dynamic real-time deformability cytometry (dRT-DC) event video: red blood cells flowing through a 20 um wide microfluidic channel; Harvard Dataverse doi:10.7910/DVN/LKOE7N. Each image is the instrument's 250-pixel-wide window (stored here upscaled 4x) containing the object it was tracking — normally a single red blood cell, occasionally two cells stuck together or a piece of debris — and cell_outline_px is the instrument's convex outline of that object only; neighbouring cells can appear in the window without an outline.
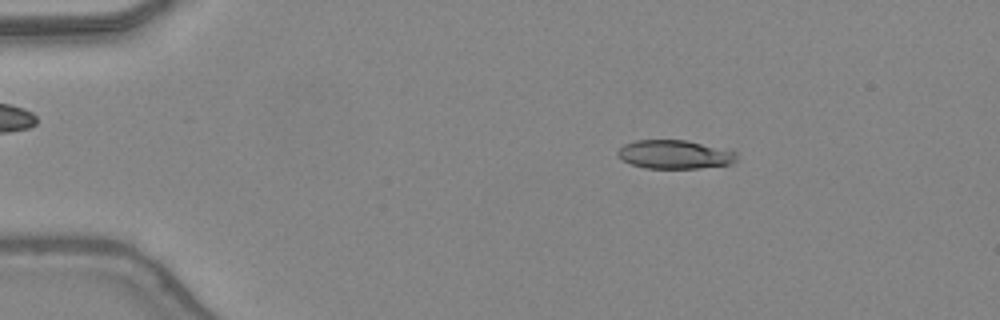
{"species": "common noctule bat (a hibernating species)", "species_latin": "Nyctalus noctula", "temperature_condition": "warm", "stored_images_in_passage": 5, "camera_frame_rate_fps": 3000, "um_per_image_px": 0.085, "animal": {"sex": "female", "body_mass_g": 24.6, "forearm_length_mm": 56.2}, "frame": {"image": 1, "passage_image": 2, "time_ms": 0.333, "image_size_px": [1000, 320], "cell_outline_px": [[736, 160], [732, 164], [700, 168], [644, 168], [620, 160], [616, 156], [616, 152], [624, 144], [636, 140], [684, 140], [736, 152]], "centroid_in_image_um": [57.28, 13.14], "position_along_channel_um": 27.7, "area_um2": 19.77}}